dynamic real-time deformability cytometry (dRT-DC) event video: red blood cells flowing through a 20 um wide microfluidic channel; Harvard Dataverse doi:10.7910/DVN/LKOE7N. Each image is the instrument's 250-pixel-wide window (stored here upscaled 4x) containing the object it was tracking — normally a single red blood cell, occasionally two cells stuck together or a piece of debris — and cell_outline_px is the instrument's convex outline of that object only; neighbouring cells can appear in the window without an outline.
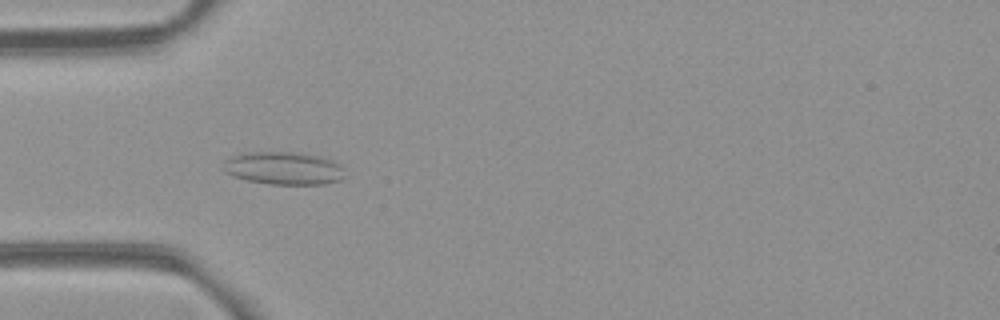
{"species": "common noctule bat (a hibernating species)", "species_latin": "Nyctalus noctula", "temperature_condition": "room temperature", "stored_images_in_passage": 41, "camera_frame_rate_fps": 3000, "um_per_image_px": 0.085, "animal": {"sex": "female", "body_mass_g": 21.9}, "frame": {"image": 1, "passage_image": 5, "time_ms": 1.333, "image_size_px": [1000, 320], "cell_outline_px": [[348, 176], [344, 180], [324, 184], [268, 184], [248, 180], [232, 176], [224, 172], [224, 160], [232, 156], [248, 152], [292, 152], [320, 156], [332, 160], [344, 168]], "centroid_in_image_um": [24.17, 14.31], "position_along_channel_um": 60.8, "area_um2": 23.52}}
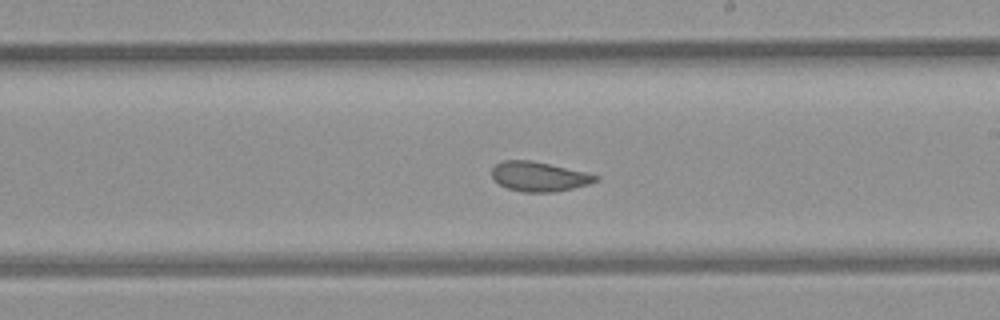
{"frame": {"image": 2, "passage_image": 19, "time_ms": 6.0, "image_size_px": [1000, 320], "cell_outline_px": [[600, 176], [596, 180], [588, 184], [556, 192], [524, 192], [508, 188], [492, 180], [492, 168], [500, 160], [532, 160], [584, 172]], "centroid_in_image_um": [45.76, 15.0], "position_along_channel_um": 243.2, "area_um2": 17.8}}
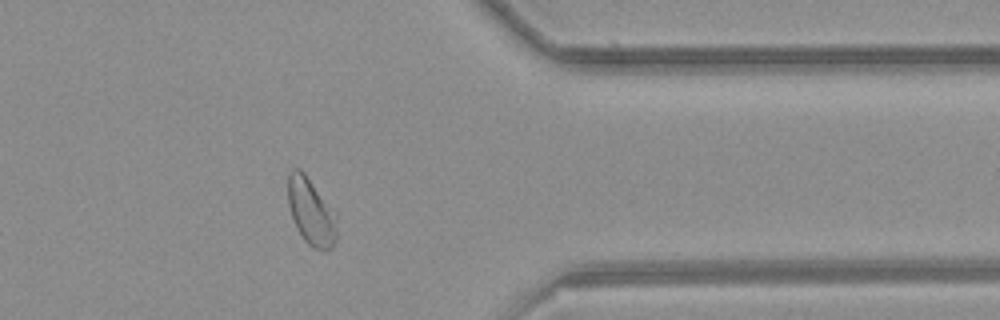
{"frame": {"image": 3, "passage_image": 31, "time_ms": 10.0, "image_size_px": [1000, 320], "cell_outline_px": [[336, 240], [332, 248], [328, 252], [312, 248], [304, 240], [296, 228], [288, 204], [288, 172], [292, 168], [300, 168], [304, 172], [336, 212]], "centroid_in_image_um": [26.45, 18.01], "position_along_channel_um": 385.0, "area_um2": 19.36}, "authors_computed_cell_mechanics": {"area_um2": 19.5364, "velocity_mm_per_s": 3.9406, "shape_relaxation_time_tau1_ms": null, "shape_relaxation_time_tau2_ms": 1.6447, "deformation_change_tau1": null, "deformation_change_tau2": 0.0754}}